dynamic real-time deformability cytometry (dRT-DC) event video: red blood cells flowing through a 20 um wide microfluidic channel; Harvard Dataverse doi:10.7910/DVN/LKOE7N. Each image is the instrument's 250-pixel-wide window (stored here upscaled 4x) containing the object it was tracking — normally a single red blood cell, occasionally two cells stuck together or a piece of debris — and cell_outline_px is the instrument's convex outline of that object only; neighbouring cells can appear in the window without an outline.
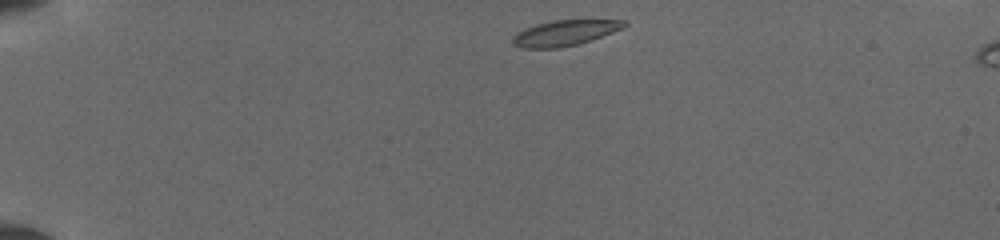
{"species": "common noctule bat (a hibernating species)", "species_latin": "Nyctalus noctula", "temperature_condition": "cold", "stored_images_in_passage": 10, "camera_frame_rate_fps": 3000, "um_per_image_px": 0.085, "animal": {"sex": "female", "body_mass_g": 19.5, "forearm_length_mm": 54.1}, "frame": {"image": 1, "passage_image": 1, "time_ms": 0.0, "image_size_px": [1000, 240], "cell_outline_px": [[628, 24], [624, 28], [592, 40], [560, 48], [524, 48], [512, 44], [512, 36], [516, 32], [536, 24], [552, 20], [624, 20]], "centroid_in_image_um": [48.0, 2.8], "position_along_channel_um": 37.0, "area_um2": 16.65}}